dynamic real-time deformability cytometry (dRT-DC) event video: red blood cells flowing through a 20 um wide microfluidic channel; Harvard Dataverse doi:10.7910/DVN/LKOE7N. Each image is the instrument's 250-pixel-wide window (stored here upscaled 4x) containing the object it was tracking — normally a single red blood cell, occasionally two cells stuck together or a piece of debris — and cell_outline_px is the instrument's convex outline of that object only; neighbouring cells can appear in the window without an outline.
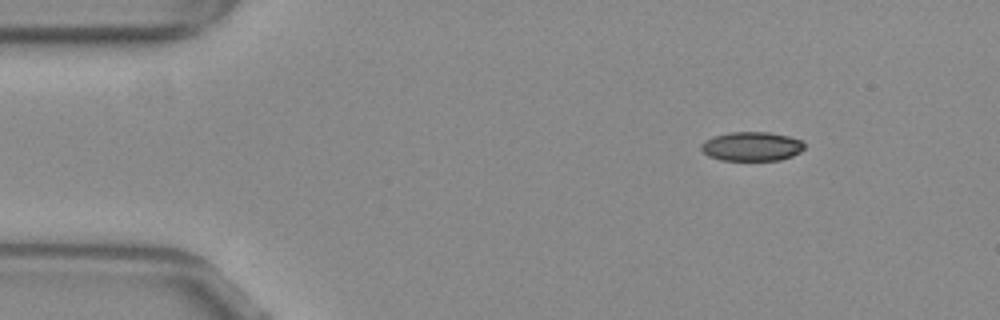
{"species": "common noctule bat (a hibernating species)", "species_latin": "Nyctalus noctula", "temperature_condition": "warm", "stored_images_in_passage": 35, "camera_frame_rate_fps": 3000, "um_per_image_px": 0.085, "animal": {"sex": "female", "body_mass_g": 29.2, "forearm_length_mm": 56.3}, "frame": {"image": 1, "passage_image": 1, "time_ms": 0.0, "image_size_px": [1000, 320], "cell_outline_px": [[804, 148], [800, 152], [792, 156], [780, 160], [720, 160], [708, 156], [700, 148], [700, 144], [704, 140], [712, 136], [728, 132], [768, 132], [788, 136], [800, 140], [804, 144]], "centroid_in_image_um": [63.85, 12.44], "position_along_channel_um": 21.1, "area_um2": 17.63}}
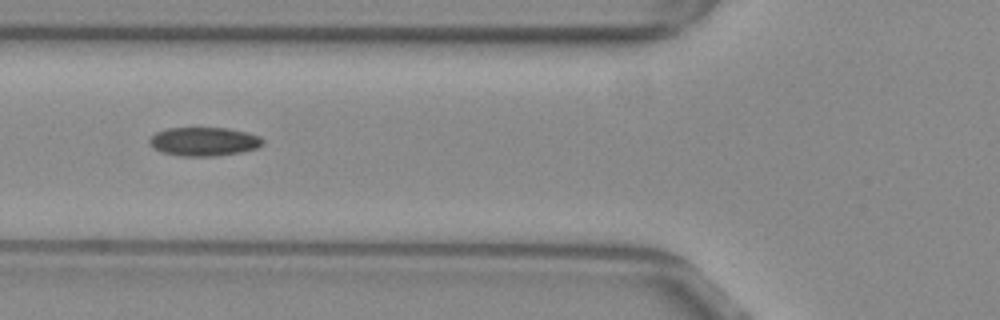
{"frame": {"image": 2, "passage_image": 14, "time_ms": 4.333, "image_size_px": [1000, 320], "cell_outline_px": [[264, 144], [256, 148], [240, 152], [216, 156], [180, 156], [164, 152], [156, 148], [148, 140], [156, 132], [164, 128], [228, 128], [248, 132], [260, 136], [264, 140]], "centroid_in_image_um": [17.38, 12.02], "position_along_channel_um": 108.4, "area_um2": 18.9}}
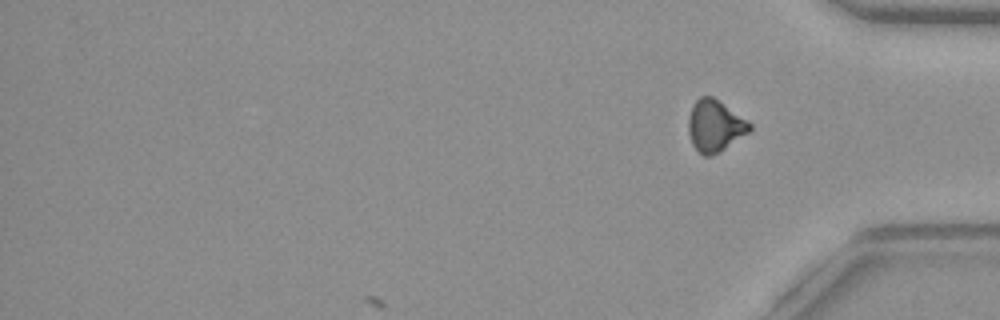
{"frame": {"image": 3, "passage_image": 35, "time_ms": 11.333, "image_size_px": [1000, 320], "cell_outline_px": [[752, 128], [748, 132], [720, 152], [712, 156], [704, 156], [692, 144], [688, 132], [688, 116], [696, 100], [700, 96], [712, 96], [748, 120], [752, 124]], "centroid_in_image_um": [60.76, 10.7], "position_along_channel_um": 374.4, "area_um2": 18.38}, "authors_computed_cell_mechanics": {"area_um2": 18.7272, "velocity_mm_per_s": 3.8717, "shape_relaxation_time_tau1_ms": null, "shape_relaxation_time_tau2_ms": 3.9435, "deformation_change_tau1": null, "deformation_change_tau2": 0.0836}}